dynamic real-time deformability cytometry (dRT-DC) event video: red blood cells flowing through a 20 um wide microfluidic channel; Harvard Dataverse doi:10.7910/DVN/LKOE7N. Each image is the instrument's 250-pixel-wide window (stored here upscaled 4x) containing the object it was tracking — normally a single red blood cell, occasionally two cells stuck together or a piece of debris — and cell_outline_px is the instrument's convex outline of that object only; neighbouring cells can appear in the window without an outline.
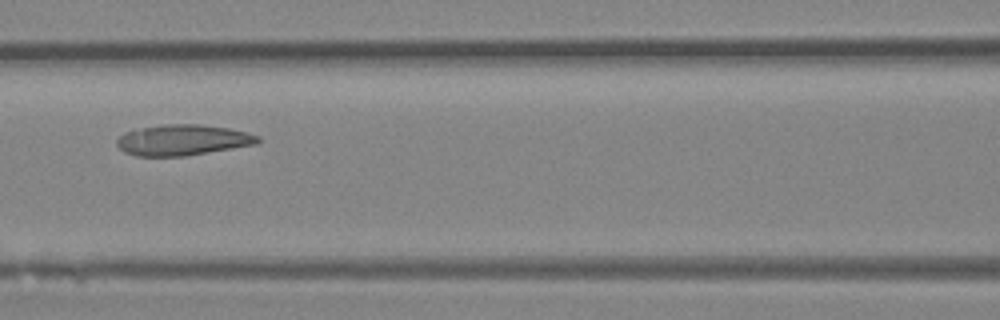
{"species": "Egyptian fruit bat (a non-hibernating species)", "species_latin": "Rousettus aegyptiacus", "temperature_condition": "room temperature", "stored_images_in_passage": 3, "camera_frame_rate_fps": 3000, "um_per_image_px": 0.085, "animal": {"sex": "female"}, "frame": {"image": 1, "passage_image": 3, "time_ms": 0.667, "image_size_px": [1000, 320], "cell_outline_px": [[260, 140], [256, 144], [184, 156], [136, 156], [124, 152], [116, 144], [116, 140], [124, 132], [160, 124], [200, 124], [228, 128], [260, 136]], "centroid_in_image_um": [15.5, 11.9], "position_along_channel_um": 151.1, "area_um2": 25.14}}